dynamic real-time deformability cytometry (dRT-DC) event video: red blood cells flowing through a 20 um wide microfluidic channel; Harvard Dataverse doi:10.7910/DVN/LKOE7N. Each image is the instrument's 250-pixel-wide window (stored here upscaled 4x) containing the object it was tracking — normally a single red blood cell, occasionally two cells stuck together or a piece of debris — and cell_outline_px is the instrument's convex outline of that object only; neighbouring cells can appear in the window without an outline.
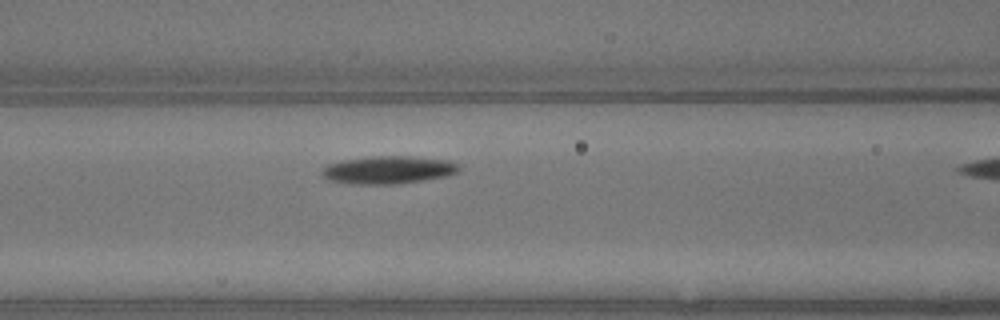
{"species": "common noctule bat (a hibernating species)", "species_latin": "Nyctalus noctula", "temperature_condition": "warm", "stored_images_in_passage": 5, "camera_frame_rate_fps": 3000, "um_per_image_px": 0.085, "animal": {"sex": "male", "body_mass_g": 13.3}, "frame": {"image": 1, "passage_image": 4, "time_ms": 1.0, "image_size_px": [1000, 320], "cell_outline_px": [[460, 168], [456, 172], [448, 176], [400, 184], [352, 184], [328, 180], [320, 172], [328, 164], [344, 160], [372, 156], [408, 156], [448, 160], [460, 164]], "centroid_in_image_um": [33.03, 14.44], "position_along_channel_um": 133.6, "area_um2": 22.25}}